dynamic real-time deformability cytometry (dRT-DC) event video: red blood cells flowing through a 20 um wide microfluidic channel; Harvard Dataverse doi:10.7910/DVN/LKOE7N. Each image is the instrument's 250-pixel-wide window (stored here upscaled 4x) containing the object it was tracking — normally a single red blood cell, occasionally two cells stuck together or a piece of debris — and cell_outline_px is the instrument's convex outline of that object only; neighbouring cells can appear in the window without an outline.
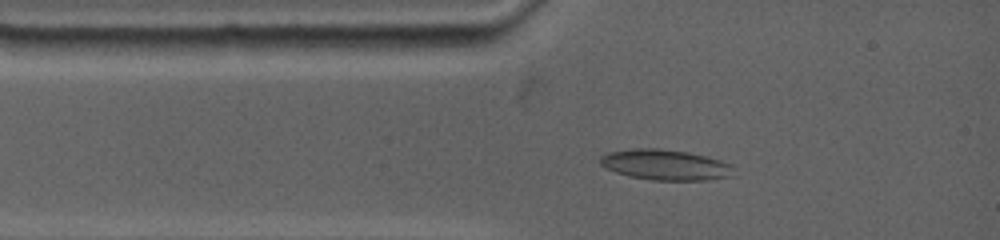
{"species": "common noctule bat (a hibernating species)", "species_latin": "Nyctalus noctula", "temperature_condition": "warm", "stored_images_in_passage": 58, "camera_frame_rate_fps": 4500, "um_per_image_px": 0.085, "animal": {"sex": "female", "body_mass_g": 19.0, "forearm_length_mm": 53.3}, "frame": {"image": 1, "passage_image": 8, "time_ms": 1.556, "image_size_px": [1000, 240], "cell_outline_px": [[732, 176], [708, 180], [652, 180], [628, 176], [616, 172], [600, 164], [600, 156], [604, 152], [632, 148], [660, 148], [688, 152], [708, 156], [732, 164]], "centroid_in_image_um": [56.53, 13.99], "position_along_channel_um": 28.5, "area_um2": 23.99}}
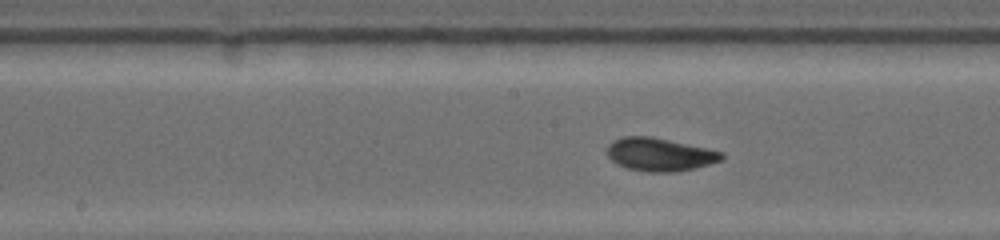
{"frame": {"image": 2, "passage_image": 29, "time_ms": 6.222, "image_size_px": [1000, 240], "cell_outline_px": [[724, 160], [696, 168], [676, 172], [648, 172], [628, 168], [616, 164], [604, 152], [608, 144], [612, 140], [624, 136], [648, 136], [708, 148], [724, 152]], "centroid_in_image_um": [56.07, 13.13], "position_along_channel_um": 192.1, "area_um2": 22.37}}
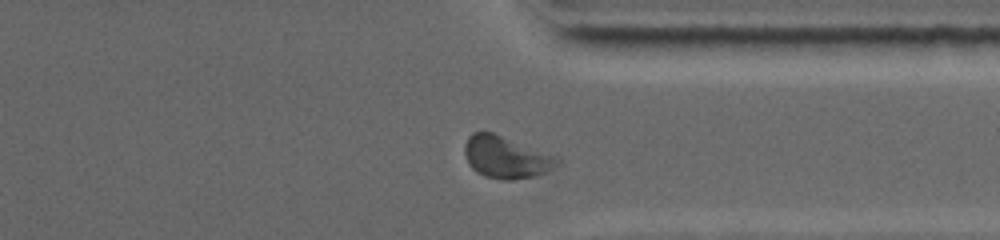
{"frame": {"image": 3, "passage_image": 51, "time_ms": 11.111, "image_size_px": [1000, 240], "cell_outline_px": [[560, 160], [548, 172], [536, 176], [512, 180], [504, 180], [484, 176], [476, 172], [468, 164], [464, 152], [464, 144], [468, 136], [472, 132], [492, 132], [560, 156]], "centroid_in_image_um": [43.02, 13.36], "position_along_channel_um": 368.4, "area_um2": 23.06}, "authors_computed_cell_mechanics": {"area_um2": 22.0507, "velocity_mm_per_s": 3.6189, "shape_relaxation_time_tau1_ms": 5.046, "shape_relaxation_time_tau2_ms": 2.5011, "deformation_change_tau1": 0.1383, "deformation_change_tau2": 0.0734}}